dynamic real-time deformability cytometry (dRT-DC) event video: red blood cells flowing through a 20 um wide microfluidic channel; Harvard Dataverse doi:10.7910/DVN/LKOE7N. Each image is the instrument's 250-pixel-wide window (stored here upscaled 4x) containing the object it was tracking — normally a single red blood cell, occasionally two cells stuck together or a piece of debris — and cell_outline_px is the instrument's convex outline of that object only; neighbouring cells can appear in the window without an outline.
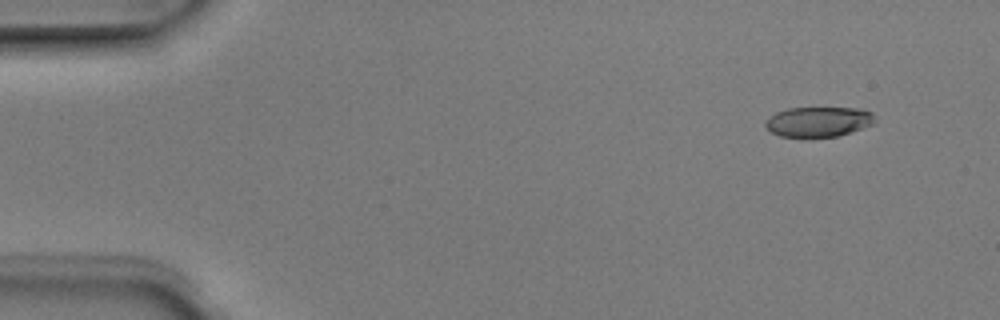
{"species": "Egyptian fruit bat (a non-hibernating species)", "species_latin": "Rousettus aegyptiacus", "temperature_condition": "room temperature", "stored_images_in_passage": 6, "camera_frame_rate_fps": 3000, "um_per_image_px": 0.085, "animal": {"sex": "male"}, "frame": {"image": 1, "passage_image": 2, "time_ms": 0.333, "image_size_px": [1000, 320], "cell_outline_px": [[872, 124], [836, 136], [812, 140], [804, 140], [780, 136], [772, 132], [764, 124], [764, 120], [776, 112], [788, 108], [860, 108], [872, 112]], "centroid_in_image_um": [69.47, 10.39], "position_along_channel_um": 15.5, "area_um2": 19.59}}
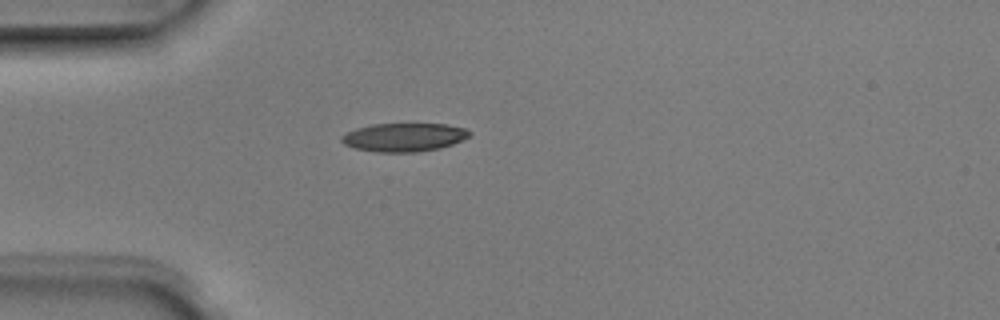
{"frame": {"image": 2, "passage_image": 5, "time_ms": 1.333, "image_size_px": [1000, 320], "cell_outline_px": [[472, 136], [452, 144], [440, 148], [416, 152], [376, 152], [356, 148], [344, 144], [340, 140], [340, 136], [356, 128], [372, 124], [448, 124], [464, 128], [472, 132]], "centroid_in_image_um": [34.36, 11.66], "position_along_channel_um": 50.6, "area_um2": 21.27}}